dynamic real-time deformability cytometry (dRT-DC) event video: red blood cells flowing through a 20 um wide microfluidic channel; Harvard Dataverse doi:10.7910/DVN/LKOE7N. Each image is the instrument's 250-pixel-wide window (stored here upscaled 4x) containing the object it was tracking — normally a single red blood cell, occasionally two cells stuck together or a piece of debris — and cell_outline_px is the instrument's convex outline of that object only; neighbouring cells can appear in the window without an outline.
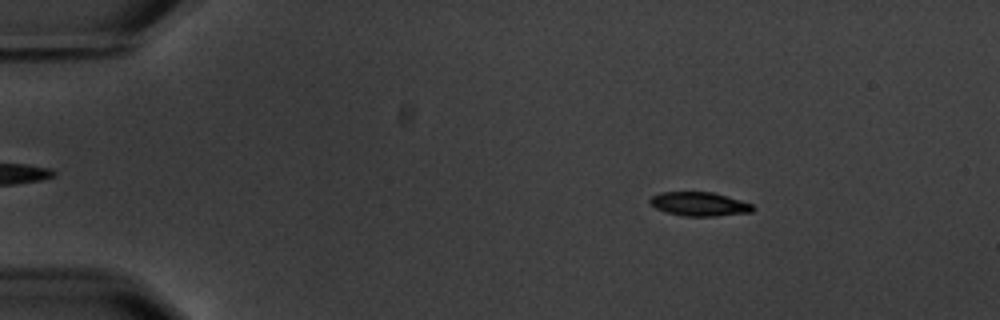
{"species": "common noctule bat (a hibernating species)", "species_latin": "Nyctalus noctula", "temperature_condition": "warm", "stored_images_in_passage": 4, "camera_frame_rate_fps": 3000, "um_per_image_px": 0.085, "animal": {"sex": "male", "body_mass_g": 20.1, "forearm_length_mm": 53.5}, "frame": {"image": 1, "passage_image": 2, "time_ms": 1.333, "image_size_px": [1000, 320], "cell_outline_px": [[756, 208], [752, 212], [716, 216], [684, 216], [668, 212], [656, 208], [648, 200], [652, 196], [660, 192], [712, 192], [740, 200], [752, 204]], "centroid_in_image_um": [59.46, 17.34], "position_along_channel_um": 25.5, "area_um2": 14.22}}